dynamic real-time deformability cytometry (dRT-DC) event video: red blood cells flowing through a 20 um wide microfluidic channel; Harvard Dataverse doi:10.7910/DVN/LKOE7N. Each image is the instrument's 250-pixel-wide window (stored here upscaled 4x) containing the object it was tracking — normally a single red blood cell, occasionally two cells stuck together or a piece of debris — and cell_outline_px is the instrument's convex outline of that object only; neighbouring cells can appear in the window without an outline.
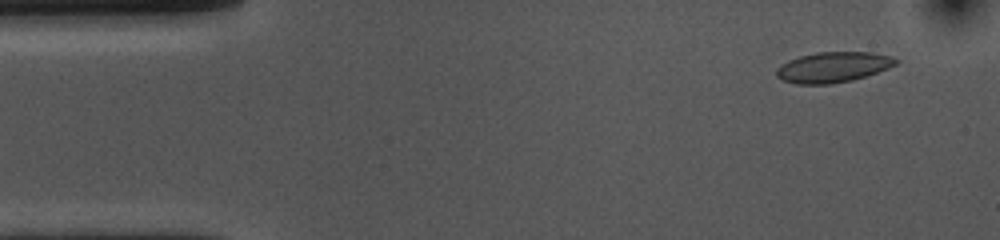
{"species": "common noctule bat (a hibernating species)", "species_latin": "Nyctalus noctula", "temperature_condition": "cold", "stored_images_in_passage": 53, "camera_frame_rate_fps": 3000, "um_per_image_px": 0.085, "animal": {"sex": "female", "body_mass_g": 10.0, "forearm_length_mm": 53.1}, "frame": {"image": 1, "passage_image": 4, "time_ms": 1.0, "image_size_px": [1000, 240], "cell_outline_px": [[900, 60], [896, 64], [888, 68], [852, 80], [832, 84], [796, 84], [784, 80], [776, 76], [776, 68], [788, 60], [800, 56], [816, 52], [872, 52], [892, 56]], "centroid_in_image_um": [70.81, 5.7], "position_along_channel_um": 14.2, "area_um2": 21.15}}
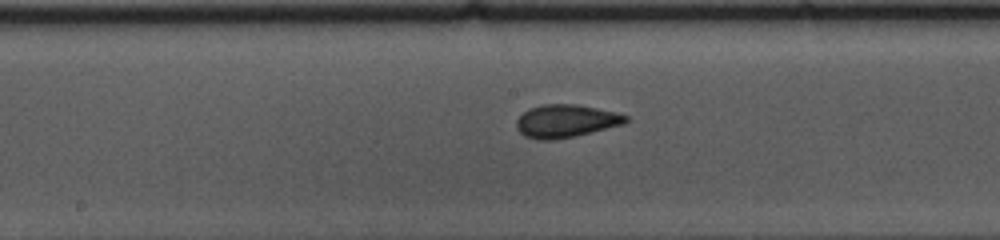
{"frame": {"image": 2, "passage_image": 26, "time_ms": 8.333, "image_size_px": [1000, 240], "cell_outline_px": [[632, 120], [624, 124], [576, 136], [552, 140], [536, 140], [524, 136], [516, 128], [516, 120], [528, 108], [544, 104], [576, 104], [616, 112], [628, 116]], "centroid_in_image_um": [48.11, 10.29], "position_along_channel_um": 200.1, "area_um2": 21.15}}
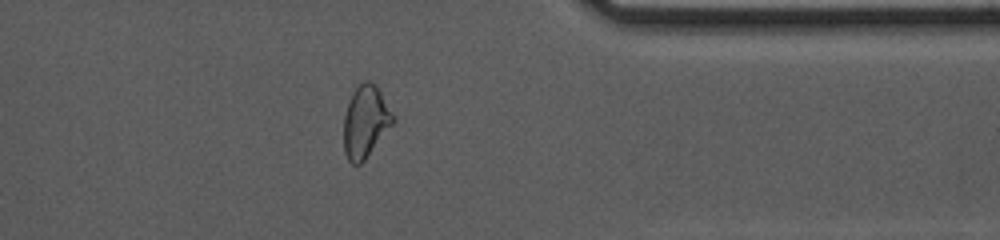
{"frame": {"image": 3, "passage_image": 42, "time_ms": 13.667, "image_size_px": [1000, 240], "cell_outline_px": [[396, 120], [364, 160], [360, 164], [352, 164], [348, 160], [344, 152], [344, 116], [352, 92], [364, 80], [368, 80], [380, 92], [392, 112]], "centroid_in_image_um": [31.05, 10.36], "position_along_channel_um": 380.3, "area_um2": 20.29}, "authors_computed_cell_mechanics": {"area_um2": 20.808, "velocity_mm_per_s": 3.6598, "shape_relaxation_time_tau1_ms": 10.3792, "shape_relaxation_time_tau2_ms": 1.0904, "deformation_change_tau1": 0.1734, "deformation_change_tau2": 0.0484}}